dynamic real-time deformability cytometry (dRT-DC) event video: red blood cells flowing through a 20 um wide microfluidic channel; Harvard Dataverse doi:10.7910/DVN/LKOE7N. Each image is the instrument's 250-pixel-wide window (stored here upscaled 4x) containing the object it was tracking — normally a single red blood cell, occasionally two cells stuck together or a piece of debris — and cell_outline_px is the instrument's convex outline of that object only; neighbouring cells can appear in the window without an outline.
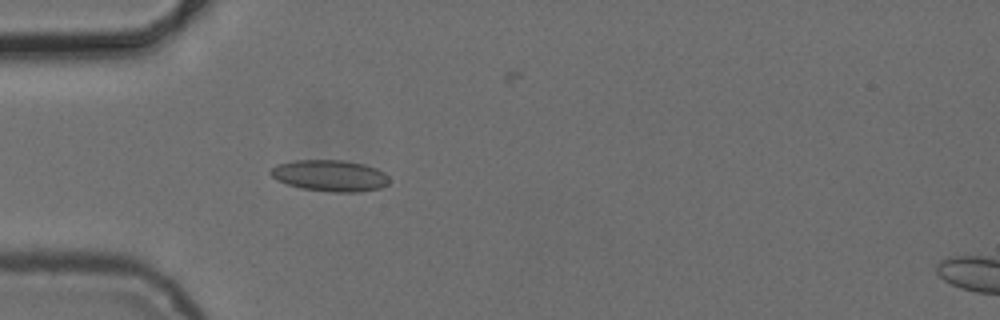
{"species": "common noctule bat (a hibernating species)", "species_latin": "Nyctalus noctula", "temperature_condition": "cold", "stored_images_in_passage": 6, "camera_frame_rate_fps": 3000, "um_per_image_px": 0.085, "animal": {"sex": "female", "body_mass_g": 24.6, "forearm_length_mm": 56.2}, "frame": {"image": 1, "passage_image": 4, "time_ms": 4.667, "image_size_px": [1000, 320], "cell_outline_px": [[388, 184], [380, 188], [360, 192], [332, 192], [300, 188], [276, 180], [268, 172], [272, 168], [280, 164], [296, 160], [344, 160], [364, 164], [376, 168], [384, 172], [388, 176]], "centroid_in_image_um": [28.06, 14.93], "position_along_channel_um": 56.9, "area_um2": 21.68}}